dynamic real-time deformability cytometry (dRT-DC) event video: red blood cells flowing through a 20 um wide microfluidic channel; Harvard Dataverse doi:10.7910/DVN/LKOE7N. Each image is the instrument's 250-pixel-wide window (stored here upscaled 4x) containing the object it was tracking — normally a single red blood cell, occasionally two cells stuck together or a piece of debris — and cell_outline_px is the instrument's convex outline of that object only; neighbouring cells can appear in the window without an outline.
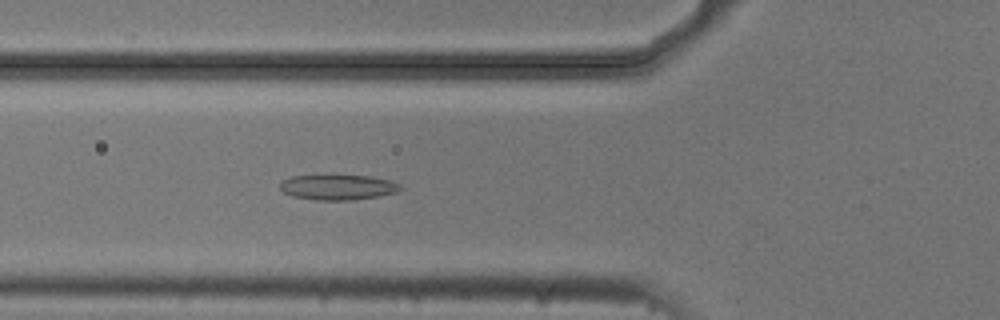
{"species": "common noctule bat (a hibernating species)", "species_latin": "Nyctalus noctula", "temperature_condition": "cold", "stored_images_in_passage": 5, "camera_frame_rate_fps": 3000, "um_per_image_px": 0.085, "animal": {"sex": "male", "body_mass_g": 20.5, "forearm_length_mm": 52.5}, "frame": {"image": 1, "passage_image": 5, "time_ms": 1.333, "image_size_px": [1000, 320], "cell_outline_px": [[404, 188], [396, 192], [376, 196], [352, 200], [316, 200], [292, 196], [284, 192], [280, 188], [280, 184], [284, 180], [292, 176], [372, 176], [392, 180], [400, 184]], "centroid_in_image_um": [28.76, 15.92], "position_along_channel_um": 97.0, "area_um2": 17.51}}